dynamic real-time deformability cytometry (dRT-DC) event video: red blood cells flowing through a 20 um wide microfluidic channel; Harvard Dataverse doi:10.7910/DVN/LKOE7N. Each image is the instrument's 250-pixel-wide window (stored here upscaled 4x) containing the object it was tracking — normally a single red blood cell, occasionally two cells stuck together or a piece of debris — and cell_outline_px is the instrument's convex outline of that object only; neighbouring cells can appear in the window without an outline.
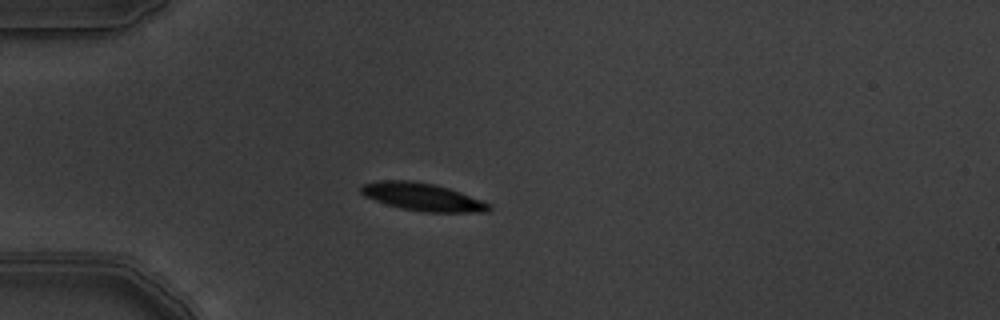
{"species": "common noctule bat (a hibernating species)", "species_latin": "Nyctalus noctula", "temperature_condition": "warm", "stored_images_in_passage": 12, "camera_frame_rate_fps": 3000, "um_per_image_px": 0.085, "animal": {"sex": "male", "body_mass_g": 19.5, "forearm_length_mm": 54.6}, "frame": {"image": 1, "passage_image": 1, "time_ms": 0.0, "image_size_px": [1000, 320], "cell_outline_px": [[492, 208], [488, 212], [424, 212], [400, 208], [364, 196], [360, 192], [360, 184], [380, 180], [408, 180], [436, 184], [460, 192], [492, 204]], "centroid_in_image_um": [35.91, 16.73], "position_along_channel_um": 49.1, "area_um2": 20.75}}
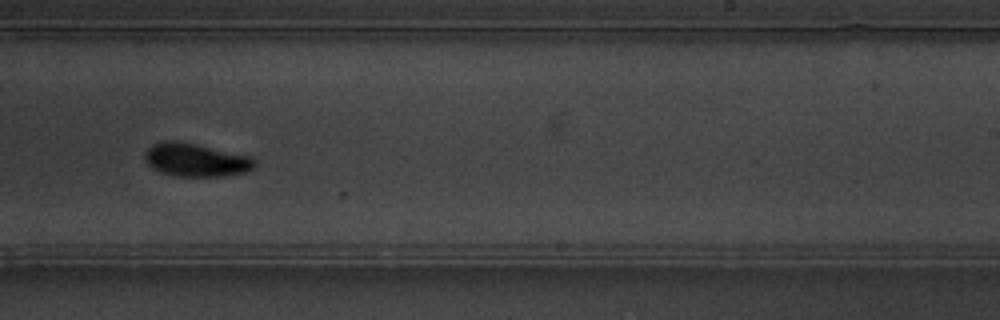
{"frame": {"image": 2, "passage_image": 7, "time_ms": 2.0, "image_size_px": [1000, 320], "cell_outline_px": [[256, 168], [244, 172], [224, 176], [176, 176], [160, 172], [152, 168], [144, 160], [144, 152], [152, 144], [160, 140], [176, 140], [196, 144], [252, 156], [256, 160]], "centroid_in_image_um": [16.64, 13.58], "position_along_channel_um": 272.4, "area_um2": 21.62}}
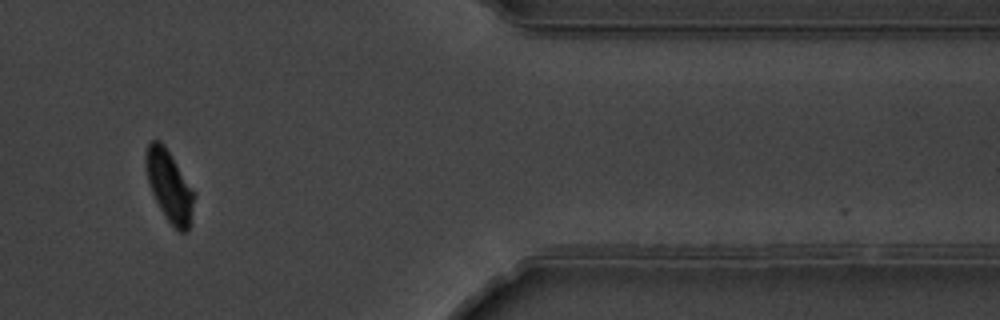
{"frame": {"image": 3, "passage_image": 10, "time_ms": 3.0, "image_size_px": [1000, 320], "cell_outline_px": [[196, 196], [188, 232], [180, 232], [168, 220], [160, 208], [152, 192], [148, 180], [144, 160], [144, 156], [148, 144], [152, 140], [160, 140], [164, 144], [196, 192]], "centroid_in_image_um": [14.42, 15.79], "position_along_channel_um": 397.0, "area_um2": 20.11}}